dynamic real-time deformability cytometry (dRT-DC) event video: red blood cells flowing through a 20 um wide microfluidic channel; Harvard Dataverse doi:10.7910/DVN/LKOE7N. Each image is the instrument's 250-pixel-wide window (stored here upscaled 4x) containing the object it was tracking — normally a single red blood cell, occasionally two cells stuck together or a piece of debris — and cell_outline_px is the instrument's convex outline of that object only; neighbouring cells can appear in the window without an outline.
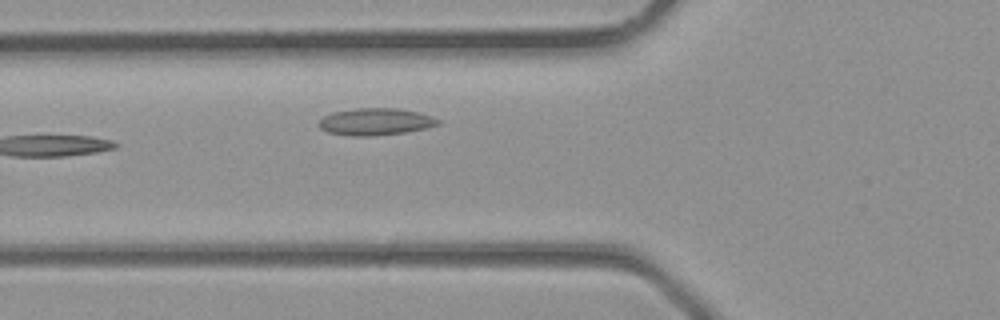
{"species": "common noctule bat (a hibernating species)", "species_latin": "Nyctalus noctula", "temperature_condition": "room temperature", "stored_images_in_passage": 3, "camera_frame_rate_fps": 3000, "um_per_image_px": 0.085, "animal": {"sex": "male", "body_mass_g": 23.1, "forearm_length_mm": 52.7}, "frame": {"image": 1, "passage_image": 3, "time_ms": 0.667, "image_size_px": [1000, 320], "cell_outline_px": [[440, 124], [424, 128], [404, 132], [372, 136], [352, 136], [328, 132], [320, 128], [320, 120], [324, 116], [332, 112], [356, 108], [396, 108], [416, 112], [432, 116], [440, 120]], "centroid_in_image_um": [31.91, 10.34], "position_along_channel_um": 93.9, "area_um2": 18.55}}